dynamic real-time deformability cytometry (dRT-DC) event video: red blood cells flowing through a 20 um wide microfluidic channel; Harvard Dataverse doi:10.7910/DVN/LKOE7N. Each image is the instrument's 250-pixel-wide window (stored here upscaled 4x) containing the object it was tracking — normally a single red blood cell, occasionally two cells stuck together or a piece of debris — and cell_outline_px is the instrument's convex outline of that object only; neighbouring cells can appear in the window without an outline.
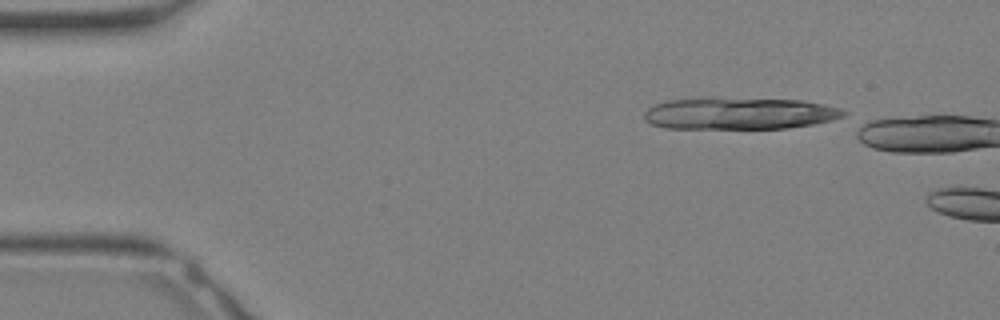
{"species": "Egyptian fruit bat (a non-hibernating species)", "species_latin": "Rousettus aegyptiacus", "temperature_condition": "warm", "stored_images_in_passage": 3, "camera_frame_rate_fps": 3000, "um_per_image_px": 0.085, "animal": {"sex": "female"}, "frame": {"image": 1, "passage_image": 1, "time_ms": 0.0, "image_size_px": [1000, 320], "cell_outline_px": [[848, 112], [844, 116], [832, 120], [812, 124], [788, 128], [664, 128], [652, 124], [644, 120], [644, 112], [652, 104], [668, 100], [700, 96], [712, 96], [804, 100], [824, 104], [840, 108]], "centroid_in_image_um": [62.8, 9.6], "position_along_channel_um": 22.2, "area_um2": 38.15}}